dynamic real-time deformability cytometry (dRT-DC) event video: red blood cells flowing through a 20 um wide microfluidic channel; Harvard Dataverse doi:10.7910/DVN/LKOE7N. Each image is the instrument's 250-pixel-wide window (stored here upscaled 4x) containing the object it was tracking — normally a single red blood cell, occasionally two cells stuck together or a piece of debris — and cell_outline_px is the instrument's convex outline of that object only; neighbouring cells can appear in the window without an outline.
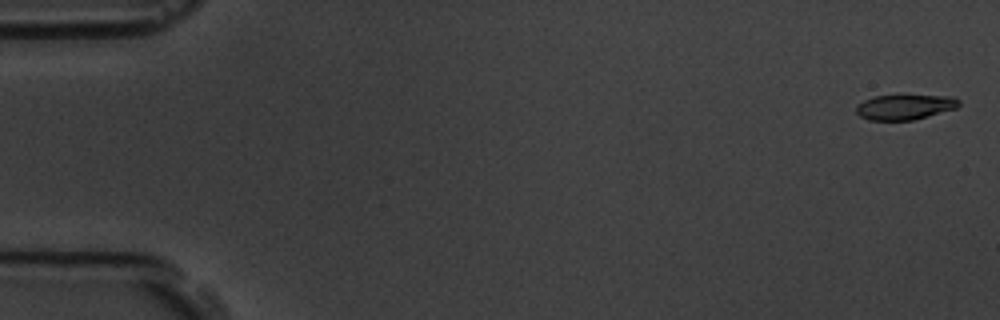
{"species": "common noctule bat (a hibernating species)", "species_latin": "Nyctalus noctula", "temperature_condition": "room temperature", "stored_images_in_passage": 10, "camera_frame_rate_fps": 3000, "um_per_image_px": 0.085, "animal": {"sex": "male", "body_mass_g": 19.5, "forearm_length_mm": 54.6}, "frame": {"image": 1, "passage_image": 1, "time_ms": 0.0, "image_size_px": [1000, 320], "cell_outline_px": [[960, 104], [956, 108], [928, 116], [912, 120], [868, 120], [860, 116], [856, 112], [856, 104], [864, 100], [876, 96], [952, 96], [960, 100]], "centroid_in_image_um": [76.89, 9.1], "position_along_channel_um": 8.1, "area_um2": 14.85}}
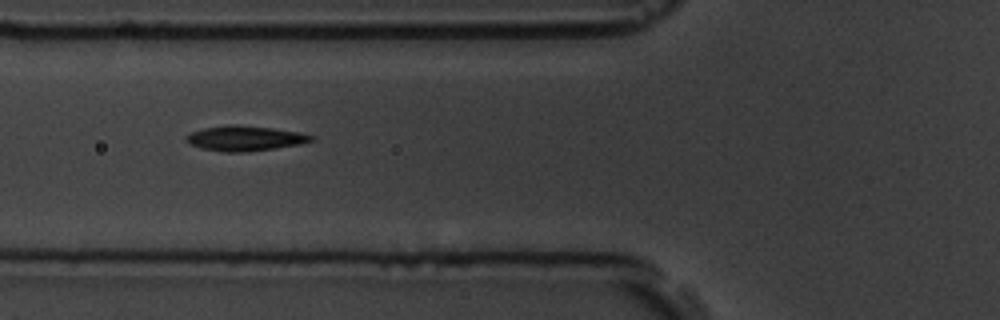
{"frame": {"image": 2, "passage_image": 7, "time_ms": 6.667, "image_size_px": [1000, 320], "cell_outline_px": [[316, 140], [300, 144], [248, 152], [224, 152], [204, 148], [188, 144], [184, 140], [184, 136], [192, 132], [204, 128], [228, 124], [236, 124], [272, 128], [300, 132], [316, 136]], "centroid_in_image_um": [20.83, 11.75], "position_along_channel_um": 105.0, "area_um2": 18.44}}
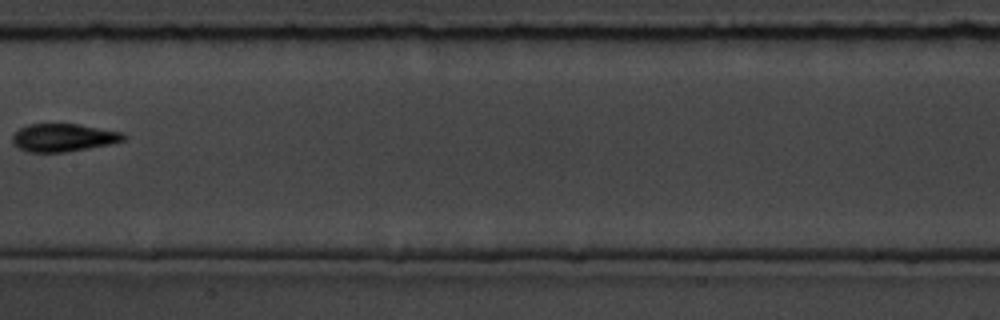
{"frame": {"image": 3, "passage_image": 9, "time_ms": 9.333, "image_size_px": [1000, 320], "cell_outline_px": [[128, 136], [124, 140], [108, 144], [88, 148], [64, 152], [28, 152], [12, 144], [12, 136], [20, 128], [28, 124], [76, 124], [124, 132]], "centroid_in_image_um": [5.39, 11.69], "position_along_channel_um": 202.0, "area_um2": 17.98}}